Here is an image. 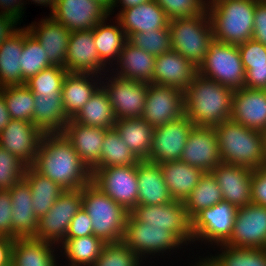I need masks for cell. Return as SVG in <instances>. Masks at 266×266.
<instances>
[{
  "instance_id": "6da1fadb",
  "label": "cell",
  "mask_w": 266,
  "mask_h": 266,
  "mask_svg": "<svg viewBox=\"0 0 266 266\" xmlns=\"http://www.w3.org/2000/svg\"><path fill=\"white\" fill-rule=\"evenodd\" d=\"M32 167L63 190L82 189L92 182V172L63 133L44 134Z\"/></svg>"
},
{
  "instance_id": "7a4b0ae2",
  "label": "cell",
  "mask_w": 266,
  "mask_h": 266,
  "mask_svg": "<svg viewBox=\"0 0 266 266\" xmlns=\"http://www.w3.org/2000/svg\"><path fill=\"white\" fill-rule=\"evenodd\" d=\"M234 90L199 74L184 91L185 115L196 127L230 119Z\"/></svg>"
},
{
  "instance_id": "3957f363",
  "label": "cell",
  "mask_w": 266,
  "mask_h": 266,
  "mask_svg": "<svg viewBox=\"0 0 266 266\" xmlns=\"http://www.w3.org/2000/svg\"><path fill=\"white\" fill-rule=\"evenodd\" d=\"M222 163L249 167L266 164V133L228 119L214 127Z\"/></svg>"
},
{
  "instance_id": "277c9868",
  "label": "cell",
  "mask_w": 266,
  "mask_h": 266,
  "mask_svg": "<svg viewBox=\"0 0 266 266\" xmlns=\"http://www.w3.org/2000/svg\"><path fill=\"white\" fill-rule=\"evenodd\" d=\"M260 0H220L207 7L213 39L241 44L253 36L254 12Z\"/></svg>"
},
{
  "instance_id": "5b68a950",
  "label": "cell",
  "mask_w": 266,
  "mask_h": 266,
  "mask_svg": "<svg viewBox=\"0 0 266 266\" xmlns=\"http://www.w3.org/2000/svg\"><path fill=\"white\" fill-rule=\"evenodd\" d=\"M82 207L89 215L93 234L105 243L122 241L129 212L92 182L82 188Z\"/></svg>"
},
{
  "instance_id": "8992f818",
  "label": "cell",
  "mask_w": 266,
  "mask_h": 266,
  "mask_svg": "<svg viewBox=\"0 0 266 266\" xmlns=\"http://www.w3.org/2000/svg\"><path fill=\"white\" fill-rule=\"evenodd\" d=\"M171 48L197 68L204 61L213 39V28L207 9L194 17L169 20Z\"/></svg>"
},
{
  "instance_id": "52a82bcc",
  "label": "cell",
  "mask_w": 266,
  "mask_h": 266,
  "mask_svg": "<svg viewBox=\"0 0 266 266\" xmlns=\"http://www.w3.org/2000/svg\"><path fill=\"white\" fill-rule=\"evenodd\" d=\"M122 241L143 261L149 258L150 261L153 256L154 259L157 255L165 257L166 253L171 256V253L184 247V249H189L172 232L168 231L167 227L147 226V223L135 220L130 214L126 220Z\"/></svg>"
},
{
  "instance_id": "ba28073f",
  "label": "cell",
  "mask_w": 266,
  "mask_h": 266,
  "mask_svg": "<svg viewBox=\"0 0 266 266\" xmlns=\"http://www.w3.org/2000/svg\"><path fill=\"white\" fill-rule=\"evenodd\" d=\"M198 74L233 90L245 87V69L238 46L213 40Z\"/></svg>"
},
{
  "instance_id": "9c48e42d",
  "label": "cell",
  "mask_w": 266,
  "mask_h": 266,
  "mask_svg": "<svg viewBox=\"0 0 266 266\" xmlns=\"http://www.w3.org/2000/svg\"><path fill=\"white\" fill-rule=\"evenodd\" d=\"M237 210L233 204L221 201L198 212L191 219L193 244L208 243L211 248L225 244L232 235Z\"/></svg>"
},
{
  "instance_id": "30bf717a",
  "label": "cell",
  "mask_w": 266,
  "mask_h": 266,
  "mask_svg": "<svg viewBox=\"0 0 266 266\" xmlns=\"http://www.w3.org/2000/svg\"><path fill=\"white\" fill-rule=\"evenodd\" d=\"M129 214L147 226L167 227L185 246L191 247L193 237L191 219L182 201H172L162 205H137Z\"/></svg>"
},
{
  "instance_id": "8fae6325",
  "label": "cell",
  "mask_w": 266,
  "mask_h": 266,
  "mask_svg": "<svg viewBox=\"0 0 266 266\" xmlns=\"http://www.w3.org/2000/svg\"><path fill=\"white\" fill-rule=\"evenodd\" d=\"M82 207V189L64 190L47 213L38 220L33 238L59 246L65 239L72 218Z\"/></svg>"
},
{
  "instance_id": "7c38bea8",
  "label": "cell",
  "mask_w": 266,
  "mask_h": 266,
  "mask_svg": "<svg viewBox=\"0 0 266 266\" xmlns=\"http://www.w3.org/2000/svg\"><path fill=\"white\" fill-rule=\"evenodd\" d=\"M148 86L149 83L122 79L112 73L108 74L106 72L102 76L101 87L108 95L117 120L141 117Z\"/></svg>"
},
{
  "instance_id": "4fadbf2b",
  "label": "cell",
  "mask_w": 266,
  "mask_h": 266,
  "mask_svg": "<svg viewBox=\"0 0 266 266\" xmlns=\"http://www.w3.org/2000/svg\"><path fill=\"white\" fill-rule=\"evenodd\" d=\"M92 183L130 212L138 205L137 165L91 169Z\"/></svg>"
},
{
  "instance_id": "5bb4252c",
  "label": "cell",
  "mask_w": 266,
  "mask_h": 266,
  "mask_svg": "<svg viewBox=\"0 0 266 266\" xmlns=\"http://www.w3.org/2000/svg\"><path fill=\"white\" fill-rule=\"evenodd\" d=\"M194 124L184 114L180 118L154 128L147 161L156 164L179 160Z\"/></svg>"
},
{
  "instance_id": "9a60e30c",
  "label": "cell",
  "mask_w": 266,
  "mask_h": 266,
  "mask_svg": "<svg viewBox=\"0 0 266 266\" xmlns=\"http://www.w3.org/2000/svg\"><path fill=\"white\" fill-rule=\"evenodd\" d=\"M184 114V91L175 87L149 84L142 119L155 128Z\"/></svg>"
},
{
  "instance_id": "2e32d148",
  "label": "cell",
  "mask_w": 266,
  "mask_h": 266,
  "mask_svg": "<svg viewBox=\"0 0 266 266\" xmlns=\"http://www.w3.org/2000/svg\"><path fill=\"white\" fill-rule=\"evenodd\" d=\"M224 245L266 249V206L251 203L238 208L232 235Z\"/></svg>"
},
{
  "instance_id": "e0dca14e",
  "label": "cell",
  "mask_w": 266,
  "mask_h": 266,
  "mask_svg": "<svg viewBox=\"0 0 266 266\" xmlns=\"http://www.w3.org/2000/svg\"><path fill=\"white\" fill-rule=\"evenodd\" d=\"M49 15L74 32L93 29L109 16V11L95 0H57Z\"/></svg>"
},
{
  "instance_id": "ac0fdd59",
  "label": "cell",
  "mask_w": 266,
  "mask_h": 266,
  "mask_svg": "<svg viewBox=\"0 0 266 266\" xmlns=\"http://www.w3.org/2000/svg\"><path fill=\"white\" fill-rule=\"evenodd\" d=\"M43 135L33 122L11 119L0 133V145L26 166H32Z\"/></svg>"
},
{
  "instance_id": "d6986e66",
  "label": "cell",
  "mask_w": 266,
  "mask_h": 266,
  "mask_svg": "<svg viewBox=\"0 0 266 266\" xmlns=\"http://www.w3.org/2000/svg\"><path fill=\"white\" fill-rule=\"evenodd\" d=\"M64 68L68 73L104 75L110 69L100 60L93 30L70 32Z\"/></svg>"
},
{
  "instance_id": "ffe728a7",
  "label": "cell",
  "mask_w": 266,
  "mask_h": 266,
  "mask_svg": "<svg viewBox=\"0 0 266 266\" xmlns=\"http://www.w3.org/2000/svg\"><path fill=\"white\" fill-rule=\"evenodd\" d=\"M179 160L204 172H211L222 163L214 127L194 126Z\"/></svg>"
},
{
  "instance_id": "44dd1931",
  "label": "cell",
  "mask_w": 266,
  "mask_h": 266,
  "mask_svg": "<svg viewBox=\"0 0 266 266\" xmlns=\"http://www.w3.org/2000/svg\"><path fill=\"white\" fill-rule=\"evenodd\" d=\"M230 119L266 133V89L243 87L234 90Z\"/></svg>"
},
{
  "instance_id": "7402d4cb",
  "label": "cell",
  "mask_w": 266,
  "mask_h": 266,
  "mask_svg": "<svg viewBox=\"0 0 266 266\" xmlns=\"http://www.w3.org/2000/svg\"><path fill=\"white\" fill-rule=\"evenodd\" d=\"M211 173L222 192L223 201L236 208L251 204V176L253 169L245 166L220 163Z\"/></svg>"
},
{
  "instance_id": "603a6c76",
  "label": "cell",
  "mask_w": 266,
  "mask_h": 266,
  "mask_svg": "<svg viewBox=\"0 0 266 266\" xmlns=\"http://www.w3.org/2000/svg\"><path fill=\"white\" fill-rule=\"evenodd\" d=\"M26 27L45 50L49 63L64 68L70 31L50 15Z\"/></svg>"
},
{
  "instance_id": "cb8c5ba5",
  "label": "cell",
  "mask_w": 266,
  "mask_h": 266,
  "mask_svg": "<svg viewBox=\"0 0 266 266\" xmlns=\"http://www.w3.org/2000/svg\"><path fill=\"white\" fill-rule=\"evenodd\" d=\"M197 74L198 68L193 63L171 50L156 56L153 84L185 91Z\"/></svg>"
},
{
  "instance_id": "d4e9b609",
  "label": "cell",
  "mask_w": 266,
  "mask_h": 266,
  "mask_svg": "<svg viewBox=\"0 0 266 266\" xmlns=\"http://www.w3.org/2000/svg\"><path fill=\"white\" fill-rule=\"evenodd\" d=\"M12 206L11 238L34 237L38 229L39 218L32 207V192L23 178L9 189Z\"/></svg>"
},
{
  "instance_id": "484cf974",
  "label": "cell",
  "mask_w": 266,
  "mask_h": 266,
  "mask_svg": "<svg viewBox=\"0 0 266 266\" xmlns=\"http://www.w3.org/2000/svg\"><path fill=\"white\" fill-rule=\"evenodd\" d=\"M102 85V76L93 73H67L62 84L64 113L70 120Z\"/></svg>"
},
{
  "instance_id": "4316f807",
  "label": "cell",
  "mask_w": 266,
  "mask_h": 266,
  "mask_svg": "<svg viewBox=\"0 0 266 266\" xmlns=\"http://www.w3.org/2000/svg\"><path fill=\"white\" fill-rule=\"evenodd\" d=\"M115 18L120 23L127 38L134 33L162 29L169 25L168 16L155 0L123 9Z\"/></svg>"
},
{
  "instance_id": "83f0119b",
  "label": "cell",
  "mask_w": 266,
  "mask_h": 266,
  "mask_svg": "<svg viewBox=\"0 0 266 266\" xmlns=\"http://www.w3.org/2000/svg\"><path fill=\"white\" fill-rule=\"evenodd\" d=\"M155 60V56L135 47L127 40L119 54L118 61L109 73L122 79L153 84Z\"/></svg>"
},
{
  "instance_id": "f1b7e54d",
  "label": "cell",
  "mask_w": 266,
  "mask_h": 266,
  "mask_svg": "<svg viewBox=\"0 0 266 266\" xmlns=\"http://www.w3.org/2000/svg\"><path fill=\"white\" fill-rule=\"evenodd\" d=\"M107 130L106 128L83 125L70 119L63 134L71 142L81 160L91 170L100 161L102 143Z\"/></svg>"
},
{
  "instance_id": "f546056e",
  "label": "cell",
  "mask_w": 266,
  "mask_h": 266,
  "mask_svg": "<svg viewBox=\"0 0 266 266\" xmlns=\"http://www.w3.org/2000/svg\"><path fill=\"white\" fill-rule=\"evenodd\" d=\"M138 205H162L174 201L160 164L142 160L137 164Z\"/></svg>"
},
{
  "instance_id": "4dcf8cb0",
  "label": "cell",
  "mask_w": 266,
  "mask_h": 266,
  "mask_svg": "<svg viewBox=\"0 0 266 266\" xmlns=\"http://www.w3.org/2000/svg\"><path fill=\"white\" fill-rule=\"evenodd\" d=\"M57 249H59L57 245L33 237L15 238L11 264L12 266H60Z\"/></svg>"
},
{
  "instance_id": "1f68e13d",
  "label": "cell",
  "mask_w": 266,
  "mask_h": 266,
  "mask_svg": "<svg viewBox=\"0 0 266 266\" xmlns=\"http://www.w3.org/2000/svg\"><path fill=\"white\" fill-rule=\"evenodd\" d=\"M166 186L176 201L184 202L204 175L200 168L176 160L160 164Z\"/></svg>"
},
{
  "instance_id": "d6a6232c",
  "label": "cell",
  "mask_w": 266,
  "mask_h": 266,
  "mask_svg": "<svg viewBox=\"0 0 266 266\" xmlns=\"http://www.w3.org/2000/svg\"><path fill=\"white\" fill-rule=\"evenodd\" d=\"M109 19H111L110 15L99 22L92 30L100 60L111 69L118 61L119 54L128 38L118 20L115 18V21L112 22ZM107 20L110 23H107Z\"/></svg>"
},
{
  "instance_id": "836d02e7",
  "label": "cell",
  "mask_w": 266,
  "mask_h": 266,
  "mask_svg": "<svg viewBox=\"0 0 266 266\" xmlns=\"http://www.w3.org/2000/svg\"><path fill=\"white\" fill-rule=\"evenodd\" d=\"M33 123L43 134L63 133L69 121L62 95H34Z\"/></svg>"
},
{
  "instance_id": "e575fe53",
  "label": "cell",
  "mask_w": 266,
  "mask_h": 266,
  "mask_svg": "<svg viewBox=\"0 0 266 266\" xmlns=\"http://www.w3.org/2000/svg\"><path fill=\"white\" fill-rule=\"evenodd\" d=\"M114 128L140 161L148 160L154 133L153 126L140 117L117 120Z\"/></svg>"
},
{
  "instance_id": "d590c367",
  "label": "cell",
  "mask_w": 266,
  "mask_h": 266,
  "mask_svg": "<svg viewBox=\"0 0 266 266\" xmlns=\"http://www.w3.org/2000/svg\"><path fill=\"white\" fill-rule=\"evenodd\" d=\"M237 46L245 69V87L266 89V46L254 39Z\"/></svg>"
},
{
  "instance_id": "8d00e7d4",
  "label": "cell",
  "mask_w": 266,
  "mask_h": 266,
  "mask_svg": "<svg viewBox=\"0 0 266 266\" xmlns=\"http://www.w3.org/2000/svg\"><path fill=\"white\" fill-rule=\"evenodd\" d=\"M105 242L94 234L64 239L58 246L60 257L67 261L64 266H92L99 258ZM68 264V265H66ZM60 266H63L60 264Z\"/></svg>"
},
{
  "instance_id": "74e56055",
  "label": "cell",
  "mask_w": 266,
  "mask_h": 266,
  "mask_svg": "<svg viewBox=\"0 0 266 266\" xmlns=\"http://www.w3.org/2000/svg\"><path fill=\"white\" fill-rule=\"evenodd\" d=\"M23 48V27L0 44V88L22 85L20 56Z\"/></svg>"
},
{
  "instance_id": "f35d334b",
  "label": "cell",
  "mask_w": 266,
  "mask_h": 266,
  "mask_svg": "<svg viewBox=\"0 0 266 266\" xmlns=\"http://www.w3.org/2000/svg\"><path fill=\"white\" fill-rule=\"evenodd\" d=\"M24 179L32 192V207L35 215H45L64 191L56 182L37 172L32 166H26Z\"/></svg>"
},
{
  "instance_id": "ab89813d",
  "label": "cell",
  "mask_w": 266,
  "mask_h": 266,
  "mask_svg": "<svg viewBox=\"0 0 266 266\" xmlns=\"http://www.w3.org/2000/svg\"><path fill=\"white\" fill-rule=\"evenodd\" d=\"M83 125L106 129L114 128L117 121L106 91L100 87L72 119Z\"/></svg>"
},
{
  "instance_id": "60d3db41",
  "label": "cell",
  "mask_w": 266,
  "mask_h": 266,
  "mask_svg": "<svg viewBox=\"0 0 266 266\" xmlns=\"http://www.w3.org/2000/svg\"><path fill=\"white\" fill-rule=\"evenodd\" d=\"M140 160L131 152L115 128L108 129L102 143L100 161L92 169L137 165Z\"/></svg>"
},
{
  "instance_id": "b9f144b4",
  "label": "cell",
  "mask_w": 266,
  "mask_h": 266,
  "mask_svg": "<svg viewBox=\"0 0 266 266\" xmlns=\"http://www.w3.org/2000/svg\"><path fill=\"white\" fill-rule=\"evenodd\" d=\"M206 255L212 266H266V249L238 248L229 245H217Z\"/></svg>"
},
{
  "instance_id": "7bdbcfd3",
  "label": "cell",
  "mask_w": 266,
  "mask_h": 266,
  "mask_svg": "<svg viewBox=\"0 0 266 266\" xmlns=\"http://www.w3.org/2000/svg\"><path fill=\"white\" fill-rule=\"evenodd\" d=\"M221 201H223L222 192L216 178L211 172H205L183 203L188 217L192 219L202 209Z\"/></svg>"
},
{
  "instance_id": "ee69618b",
  "label": "cell",
  "mask_w": 266,
  "mask_h": 266,
  "mask_svg": "<svg viewBox=\"0 0 266 266\" xmlns=\"http://www.w3.org/2000/svg\"><path fill=\"white\" fill-rule=\"evenodd\" d=\"M22 85L31 77L52 65L38 40L23 26V48L20 56Z\"/></svg>"
},
{
  "instance_id": "f6af8a7d",
  "label": "cell",
  "mask_w": 266,
  "mask_h": 266,
  "mask_svg": "<svg viewBox=\"0 0 266 266\" xmlns=\"http://www.w3.org/2000/svg\"><path fill=\"white\" fill-rule=\"evenodd\" d=\"M2 95L11 119L33 122L34 94L25 84L4 86Z\"/></svg>"
},
{
  "instance_id": "bcb514c9",
  "label": "cell",
  "mask_w": 266,
  "mask_h": 266,
  "mask_svg": "<svg viewBox=\"0 0 266 266\" xmlns=\"http://www.w3.org/2000/svg\"><path fill=\"white\" fill-rule=\"evenodd\" d=\"M68 71L60 66L42 70L25 82L34 95H62V84Z\"/></svg>"
},
{
  "instance_id": "7dc6e473",
  "label": "cell",
  "mask_w": 266,
  "mask_h": 266,
  "mask_svg": "<svg viewBox=\"0 0 266 266\" xmlns=\"http://www.w3.org/2000/svg\"><path fill=\"white\" fill-rule=\"evenodd\" d=\"M144 262L123 241L105 243L92 266H145Z\"/></svg>"
},
{
  "instance_id": "c3c4849f",
  "label": "cell",
  "mask_w": 266,
  "mask_h": 266,
  "mask_svg": "<svg viewBox=\"0 0 266 266\" xmlns=\"http://www.w3.org/2000/svg\"><path fill=\"white\" fill-rule=\"evenodd\" d=\"M128 41L155 57L172 50L169 25L162 29L134 33L128 37Z\"/></svg>"
},
{
  "instance_id": "681fc988",
  "label": "cell",
  "mask_w": 266,
  "mask_h": 266,
  "mask_svg": "<svg viewBox=\"0 0 266 266\" xmlns=\"http://www.w3.org/2000/svg\"><path fill=\"white\" fill-rule=\"evenodd\" d=\"M26 165L0 145V190H9L24 178Z\"/></svg>"
},
{
  "instance_id": "f907efd6",
  "label": "cell",
  "mask_w": 266,
  "mask_h": 266,
  "mask_svg": "<svg viewBox=\"0 0 266 266\" xmlns=\"http://www.w3.org/2000/svg\"><path fill=\"white\" fill-rule=\"evenodd\" d=\"M169 20L194 17L207 8L204 0H155Z\"/></svg>"
},
{
  "instance_id": "816d5d0a",
  "label": "cell",
  "mask_w": 266,
  "mask_h": 266,
  "mask_svg": "<svg viewBox=\"0 0 266 266\" xmlns=\"http://www.w3.org/2000/svg\"><path fill=\"white\" fill-rule=\"evenodd\" d=\"M93 234L92 222L89 215L83 209L72 218L65 239L85 237Z\"/></svg>"
},
{
  "instance_id": "f5cc1de1",
  "label": "cell",
  "mask_w": 266,
  "mask_h": 266,
  "mask_svg": "<svg viewBox=\"0 0 266 266\" xmlns=\"http://www.w3.org/2000/svg\"><path fill=\"white\" fill-rule=\"evenodd\" d=\"M251 203L266 206V164L253 170L251 176Z\"/></svg>"
},
{
  "instance_id": "db71d44e",
  "label": "cell",
  "mask_w": 266,
  "mask_h": 266,
  "mask_svg": "<svg viewBox=\"0 0 266 266\" xmlns=\"http://www.w3.org/2000/svg\"><path fill=\"white\" fill-rule=\"evenodd\" d=\"M12 206L9 190H0V236L11 237Z\"/></svg>"
},
{
  "instance_id": "11a10c76",
  "label": "cell",
  "mask_w": 266,
  "mask_h": 266,
  "mask_svg": "<svg viewBox=\"0 0 266 266\" xmlns=\"http://www.w3.org/2000/svg\"><path fill=\"white\" fill-rule=\"evenodd\" d=\"M252 39L266 46V2L256 4Z\"/></svg>"
},
{
  "instance_id": "9f6ffc18",
  "label": "cell",
  "mask_w": 266,
  "mask_h": 266,
  "mask_svg": "<svg viewBox=\"0 0 266 266\" xmlns=\"http://www.w3.org/2000/svg\"><path fill=\"white\" fill-rule=\"evenodd\" d=\"M26 0H0V14L7 15L16 19L19 23L23 22L26 9ZM23 16V17H22Z\"/></svg>"
},
{
  "instance_id": "6f0895ef",
  "label": "cell",
  "mask_w": 266,
  "mask_h": 266,
  "mask_svg": "<svg viewBox=\"0 0 266 266\" xmlns=\"http://www.w3.org/2000/svg\"><path fill=\"white\" fill-rule=\"evenodd\" d=\"M18 24L21 25L13 17L0 14V44L20 28Z\"/></svg>"
},
{
  "instance_id": "680465c9",
  "label": "cell",
  "mask_w": 266,
  "mask_h": 266,
  "mask_svg": "<svg viewBox=\"0 0 266 266\" xmlns=\"http://www.w3.org/2000/svg\"><path fill=\"white\" fill-rule=\"evenodd\" d=\"M14 238L0 236V266L11 264Z\"/></svg>"
},
{
  "instance_id": "91938a15",
  "label": "cell",
  "mask_w": 266,
  "mask_h": 266,
  "mask_svg": "<svg viewBox=\"0 0 266 266\" xmlns=\"http://www.w3.org/2000/svg\"><path fill=\"white\" fill-rule=\"evenodd\" d=\"M150 0H114L113 5L109 10V15H114L115 7H120V10L117 12V14L122 11L123 9H127L130 7L141 5L142 3L148 2ZM118 4V5H117ZM113 12V13H112Z\"/></svg>"
},
{
  "instance_id": "94428289",
  "label": "cell",
  "mask_w": 266,
  "mask_h": 266,
  "mask_svg": "<svg viewBox=\"0 0 266 266\" xmlns=\"http://www.w3.org/2000/svg\"><path fill=\"white\" fill-rule=\"evenodd\" d=\"M11 118L6 106V102L4 100V96L2 95V87L0 88V133L10 122Z\"/></svg>"
},
{
  "instance_id": "6125c7cd",
  "label": "cell",
  "mask_w": 266,
  "mask_h": 266,
  "mask_svg": "<svg viewBox=\"0 0 266 266\" xmlns=\"http://www.w3.org/2000/svg\"><path fill=\"white\" fill-rule=\"evenodd\" d=\"M27 1H28V2L31 1V2H33V4H34V3L37 4V5L39 4L38 6H40V5H41V6H44V7H45V6H46V7L48 6L49 9L51 10V11H50V13H51V12L54 10V7H55V4H56V1H57V0H30V1H29V0H26V3H27Z\"/></svg>"
},
{
  "instance_id": "be15d7a7",
  "label": "cell",
  "mask_w": 266,
  "mask_h": 266,
  "mask_svg": "<svg viewBox=\"0 0 266 266\" xmlns=\"http://www.w3.org/2000/svg\"><path fill=\"white\" fill-rule=\"evenodd\" d=\"M195 264H190V266H212L211 263L205 258V256H199L198 261Z\"/></svg>"
},
{
  "instance_id": "e7e4bbea",
  "label": "cell",
  "mask_w": 266,
  "mask_h": 266,
  "mask_svg": "<svg viewBox=\"0 0 266 266\" xmlns=\"http://www.w3.org/2000/svg\"><path fill=\"white\" fill-rule=\"evenodd\" d=\"M95 1L101 3L109 11L113 5L114 0H95Z\"/></svg>"
},
{
  "instance_id": "03108f58",
  "label": "cell",
  "mask_w": 266,
  "mask_h": 266,
  "mask_svg": "<svg viewBox=\"0 0 266 266\" xmlns=\"http://www.w3.org/2000/svg\"><path fill=\"white\" fill-rule=\"evenodd\" d=\"M218 1H220V0H204V3H205V6L207 8V7L217 3Z\"/></svg>"
}]
</instances>
